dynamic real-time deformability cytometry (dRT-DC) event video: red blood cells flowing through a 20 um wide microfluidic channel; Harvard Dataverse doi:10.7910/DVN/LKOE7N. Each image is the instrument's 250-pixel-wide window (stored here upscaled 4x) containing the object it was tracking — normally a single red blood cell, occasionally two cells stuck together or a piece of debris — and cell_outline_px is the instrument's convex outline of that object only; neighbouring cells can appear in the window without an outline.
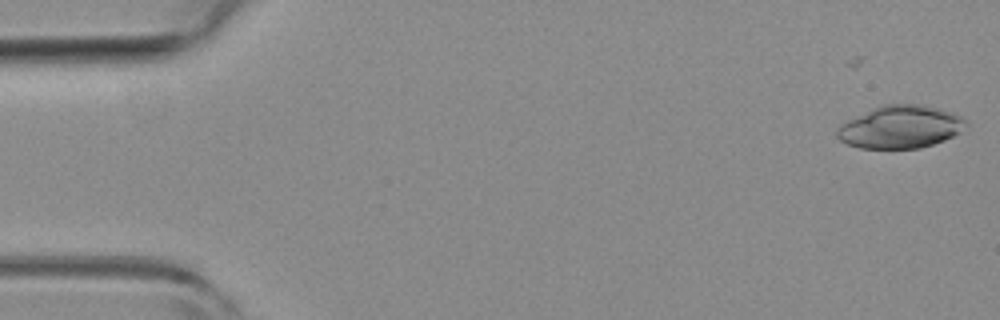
{"species": "common noctule bat (a hibernating species)", "species_latin": "Nyctalus noctula", "temperature_condition": "room temperature", "stored_images_in_passage": 5, "camera_frame_rate_fps": 3000, "um_per_image_px": 0.085, "animal": {"sex": "female", "body_mass_g": 19.3, "forearm_length_mm": 54.1}, "frame": {"image": 1, "passage_image": 2, "time_ms": 0.333, "image_size_px": [1000, 320], "cell_outline_px": [[968, 124], [960, 132], [944, 140], [920, 148], [860, 148], [848, 144], [840, 140], [836, 136], [836, 128], [840, 124], [872, 108], [884, 104], [924, 104], [940, 108], [952, 112], [968, 120]], "centroid_in_image_um": [76.54, 10.78], "position_along_channel_um": 8.5, "area_um2": 32.19}}